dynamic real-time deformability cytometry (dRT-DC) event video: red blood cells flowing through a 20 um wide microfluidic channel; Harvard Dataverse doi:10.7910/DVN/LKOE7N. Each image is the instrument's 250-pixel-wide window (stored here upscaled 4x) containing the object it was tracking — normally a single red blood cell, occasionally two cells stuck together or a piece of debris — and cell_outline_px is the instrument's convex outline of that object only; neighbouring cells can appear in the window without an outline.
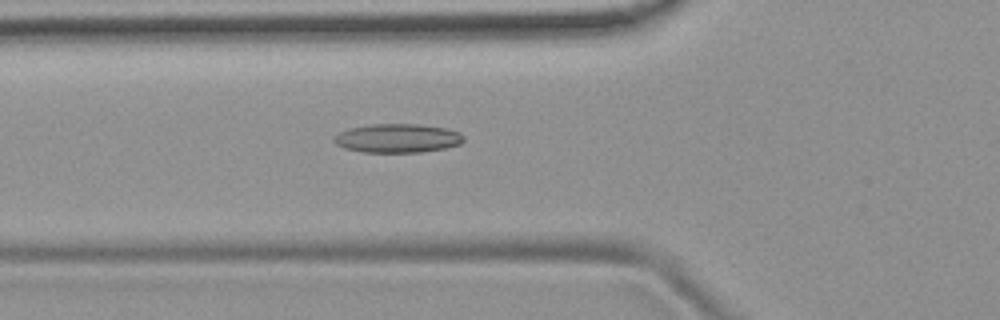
{"species": "common noctule bat (a hibernating species)", "species_latin": "Nyctalus noctula", "temperature_condition": "room temperature", "stored_images_in_passage": 6, "camera_frame_rate_fps": 3000, "um_per_image_px": 0.085, "animal": {"sex": "female", "body_mass_g": 19.9}, "frame": {"image": 1, "passage_image": 6, "time_ms": 6.0, "image_size_px": [1000, 320], "cell_outline_px": [[464, 140], [460, 144], [444, 148], [420, 152], [364, 152], [344, 148], [336, 144], [332, 140], [340, 132], [348, 128], [372, 124], [416, 124], [448, 128], [460, 132], [464, 136]], "centroid_in_image_um": [33.8, 11.74], "position_along_channel_um": 92.0, "area_um2": 21.79}}